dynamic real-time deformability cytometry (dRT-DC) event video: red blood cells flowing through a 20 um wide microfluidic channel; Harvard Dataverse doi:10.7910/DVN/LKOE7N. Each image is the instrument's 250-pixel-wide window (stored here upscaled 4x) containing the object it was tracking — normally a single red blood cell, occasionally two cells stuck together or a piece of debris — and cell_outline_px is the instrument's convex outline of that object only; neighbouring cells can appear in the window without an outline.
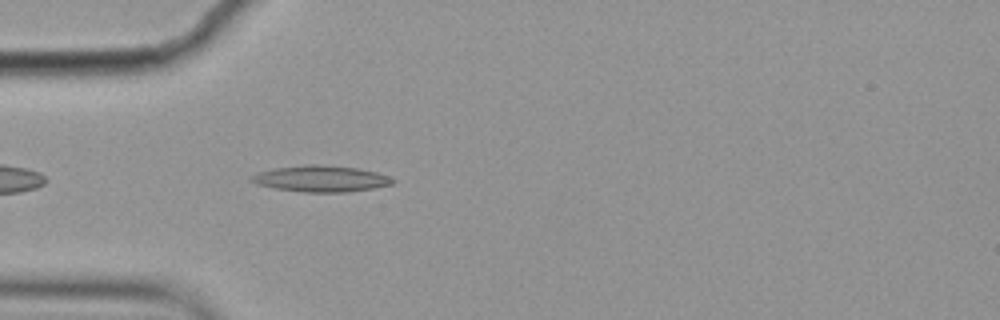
{"species": "common noctule bat (a hibernating species)", "species_latin": "Nyctalus noctula", "temperature_condition": "cold", "stored_images_in_passage": 5, "camera_frame_rate_fps": 3000, "um_per_image_px": 0.085, "animal": {"sex": "female", "body_mass_g": 19.9}, "frame": {"image": 1, "passage_image": 5, "time_ms": 1.333, "image_size_px": [1000, 320], "cell_outline_px": [[396, 180], [392, 184], [372, 188], [348, 192], [304, 192], [276, 188], [256, 184], [248, 180], [248, 176], [260, 172], [276, 168], [304, 164], [316, 164], [356, 168], [376, 172], [388, 176]], "centroid_in_image_um": [27.25, 15.19], "position_along_channel_um": 57.8, "area_um2": 21.5}}